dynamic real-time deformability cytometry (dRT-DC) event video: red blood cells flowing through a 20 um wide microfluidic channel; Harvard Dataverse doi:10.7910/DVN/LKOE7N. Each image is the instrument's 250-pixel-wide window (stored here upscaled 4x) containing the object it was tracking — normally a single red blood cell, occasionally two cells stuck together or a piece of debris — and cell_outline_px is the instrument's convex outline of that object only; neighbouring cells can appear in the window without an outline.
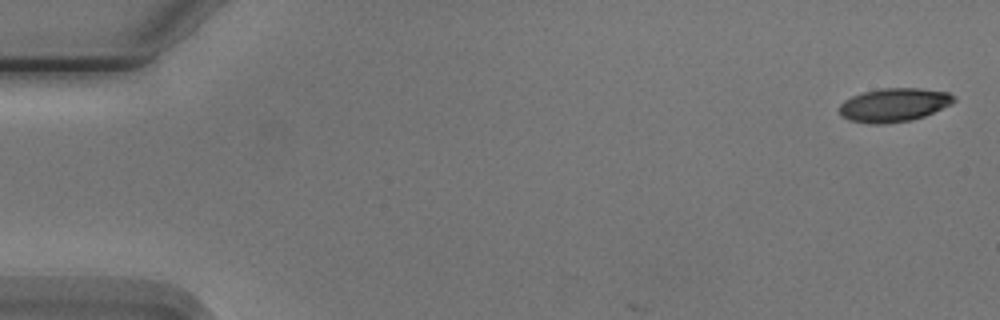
{"species": "Egyptian fruit bat (a non-hibernating species)", "species_latin": "Rousettus aegyptiacus", "temperature_condition": "cold", "stored_images_in_passage": 3, "camera_frame_rate_fps": 3000, "um_per_image_px": 0.085, "animal": {"sex": "male"}, "frame": {"image": 1, "passage_image": 1, "time_ms": 0.0, "image_size_px": [1000, 320], "cell_outline_px": [[956, 100], [952, 104], [924, 116], [908, 120], [884, 124], [872, 124], [848, 120], [840, 116], [840, 104], [844, 100], [852, 96], [864, 92], [880, 88], [920, 88], [948, 92]], "centroid_in_image_um": [75.96, 8.92], "position_along_channel_um": 9.0, "area_um2": 22.37}}